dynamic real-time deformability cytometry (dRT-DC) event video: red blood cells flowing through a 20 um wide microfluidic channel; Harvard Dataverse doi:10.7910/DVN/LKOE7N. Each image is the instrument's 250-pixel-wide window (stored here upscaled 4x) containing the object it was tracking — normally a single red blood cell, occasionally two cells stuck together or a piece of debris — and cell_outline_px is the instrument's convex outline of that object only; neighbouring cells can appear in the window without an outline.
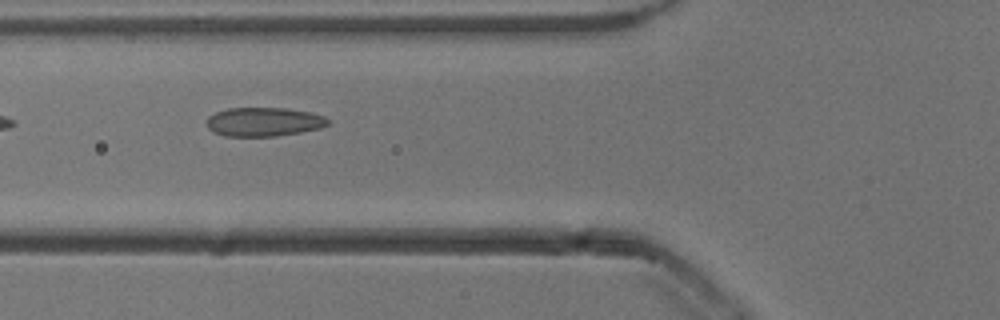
{"species": "common noctule bat (a hibernating species)", "species_latin": "Nyctalus noctula", "temperature_condition": "cold", "stored_images_in_passage": 39, "camera_frame_rate_fps": 3000, "um_per_image_px": 0.085, "animal": {"sex": "male", "body_mass_g": 13.3}, "frame": {"image": 1, "passage_image": 4, "time_ms": 1.0, "image_size_px": [1000, 320], "cell_outline_px": [[328, 124], [320, 128], [300, 132], [276, 136], [224, 136], [212, 132], [208, 128], [208, 116], [216, 112], [228, 108], [284, 108], [312, 112], [324, 116], [328, 120]], "centroid_in_image_um": [22.41, 10.35], "position_along_channel_um": 103.4, "area_um2": 20.4}}
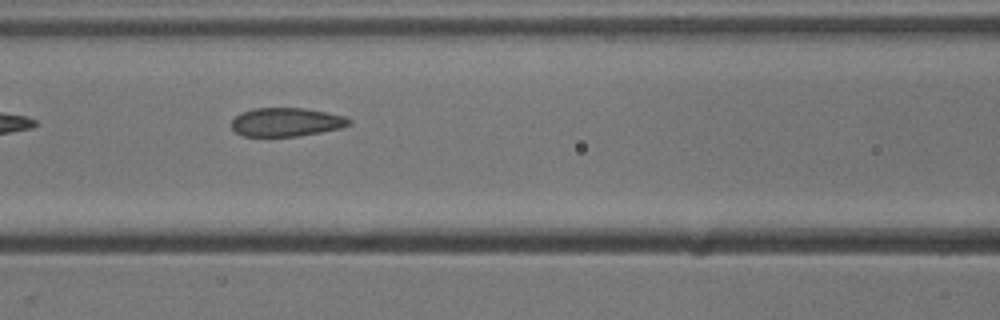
{"frame": {"image": 2, "passage_image": 7, "time_ms": 2.0, "image_size_px": [1000, 320], "cell_outline_px": [[352, 124], [340, 128], [320, 132], [296, 136], [244, 136], [236, 132], [232, 128], [232, 120], [240, 112], [252, 108], [304, 108], [328, 112], [344, 116], [352, 120]], "centroid_in_image_um": [24.34, 10.36], "position_along_channel_um": 142.3, "area_um2": 19.65}}
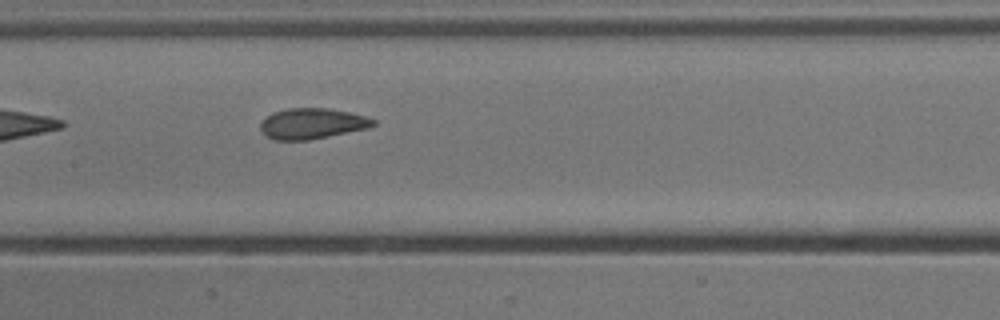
{"frame": {"image": 3, "passage_image": 10, "time_ms": 3.0, "image_size_px": [1000, 320], "cell_outline_px": [[376, 124], [368, 128], [308, 140], [272, 140], [264, 136], [260, 128], [260, 124], [272, 112], [288, 108], [328, 108], [368, 116], [376, 120]], "centroid_in_image_um": [26.52, 10.5], "position_along_channel_um": 180.9, "area_um2": 20.23}}